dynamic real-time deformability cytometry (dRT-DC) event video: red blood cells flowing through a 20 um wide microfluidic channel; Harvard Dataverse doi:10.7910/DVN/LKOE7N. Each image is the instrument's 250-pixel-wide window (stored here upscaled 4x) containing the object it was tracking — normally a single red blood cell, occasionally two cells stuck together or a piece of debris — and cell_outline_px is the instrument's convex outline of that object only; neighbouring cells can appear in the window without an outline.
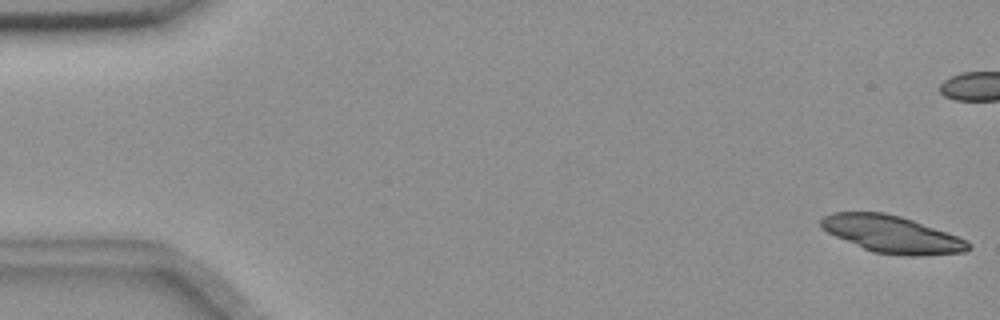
{"species": "common noctule bat (a hibernating species)", "species_latin": "Nyctalus noctula", "temperature_condition": "room temperature", "stored_images_in_passage": 57, "camera_frame_rate_fps": 3000, "um_per_image_px": 0.085, "animal": {"sex": "female", "body_mass_g": 18.4}, "frame": {"image": 1, "passage_image": 1, "time_ms": 0.0, "image_size_px": [1000, 320], "cell_outline_px": [[972, 248], [964, 252], [920, 256], [904, 256], [872, 252], [836, 236], [828, 232], [820, 224], [820, 220], [824, 216], [832, 212], [884, 212], [900, 216], [912, 220], [968, 240], [972, 244]], "centroid_in_image_um": [75.84, 19.92], "position_along_channel_um": 9.2, "area_um2": 31.67}}
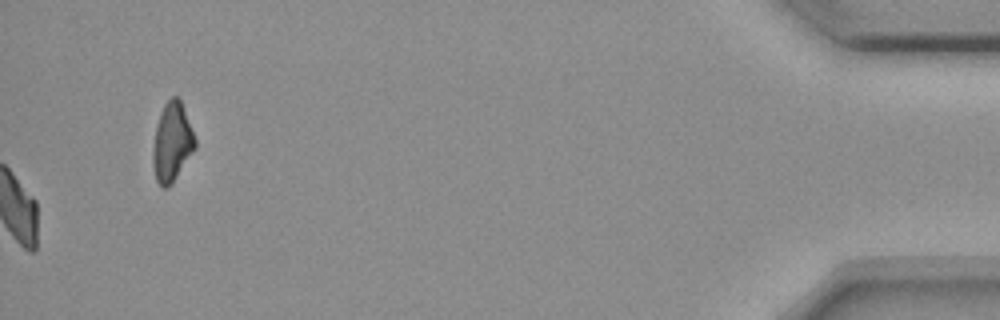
{"frame": {"image": 2, "passage_image": 57, "time_ms": 18.667, "image_size_px": [1000, 320], "cell_outline_px": [[196, 148], [172, 184], [168, 188], [164, 188], [156, 180], [152, 164], [152, 156], [156, 128], [160, 112], [164, 104], [172, 96], [180, 96], [196, 140]], "centroid_in_image_um": [14.63, 12.08], "position_along_channel_um": 420.6, "area_um2": 19.54}, "authors_computed_cell_mechanics": {"area_um2": 20.9814, "velocity_mm_per_s": 3.6119, "shape_relaxation_time_tau1_ms": 4.103, "shape_relaxation_time_tau2_ms": null, "deformation_change_tau1": 0.1328, "deformation_change_tau2": null}}